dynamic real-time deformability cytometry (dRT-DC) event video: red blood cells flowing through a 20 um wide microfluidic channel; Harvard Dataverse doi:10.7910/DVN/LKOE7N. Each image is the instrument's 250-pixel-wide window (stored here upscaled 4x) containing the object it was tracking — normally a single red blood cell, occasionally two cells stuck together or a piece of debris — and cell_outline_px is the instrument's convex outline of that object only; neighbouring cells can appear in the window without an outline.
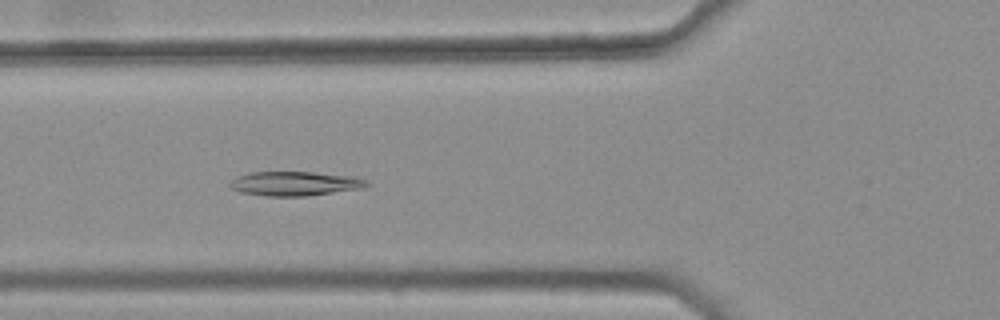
{"species": "common noctule bat (a hibernating species)", "species_latin": "Nyctalus noctula", "temperature_condition": "warm", "stored_images_in_passage": 31, "camera_frame_rate_fps": 3000, "um_per_image_px": 0.085, "animal": {"sex": "female", "body_mass_g": 25.1}, "frame": {"image": 1, "passage_image": 6, "time_ms": 1.667, "image_size_px": [1000, 320], "cell_outline_px": [[368, 184], [364, 188], [308, 196], [268, 196], [240, 192], [232, 188], [228, 184], [236, 176], [248, 172], [312, 172], [352, 176], [368, 180]], "centroid_in_image_um": [25.06, 15.6], "position_along_channel_um": 100.7, "area_um2": 19.42}}
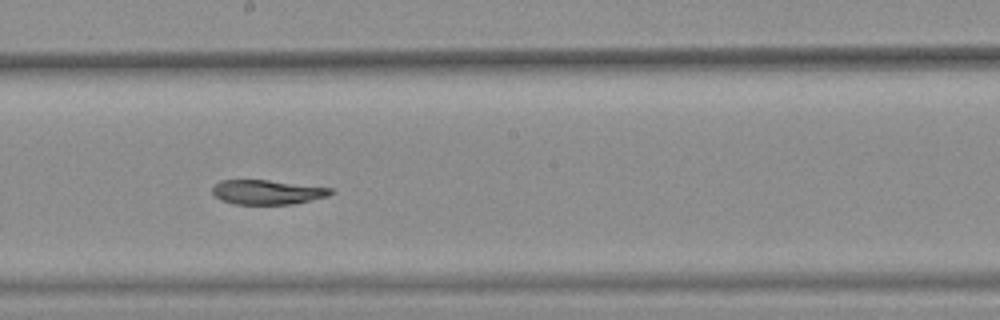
{"frame": {"image": 2, "passage_image": 16, "time_ms": 5.0, "image_size_px": [1000, 320], "cell_outline_px": [[336, 192], [328, 196], [292, 204], [232, 204], [220, 200], [212, 192], [212, 188], [220, 180], [268, 180], [332, 188]], "centroid_in_image_um": [22.72, 16.33], "position_along_channel_um": 225.5, "area_um2": 16.88}}
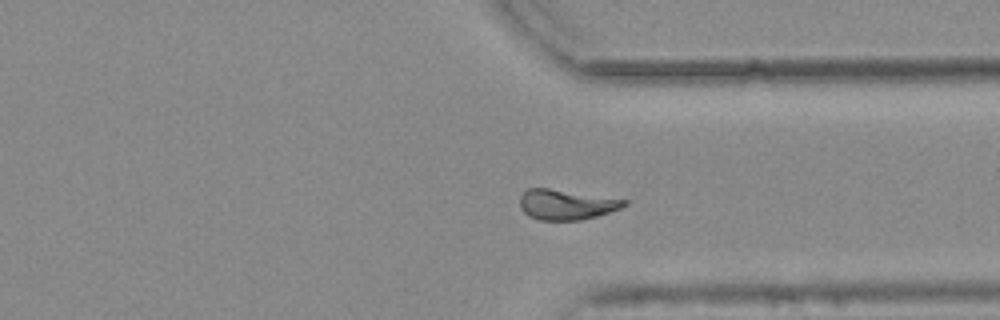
{"frame": {"image": 3, "passage_image": 27, "time_ms": 8.667, "image_size_px": [1000, 320], "cell_outline_px": [[628, 204], [620, 208], [596, 216], [580, 220], [540, 220], [528, 216], [520, 208], [520, 196], [528, 188], [548, 188], [628, 200]], "centroid_in_image_um": [48.11, 17.39], "position_along_channel_um": 363.3, "area_um2": 18.21}, "authors_computed_cell_mechanics": {"area_um2": 18.3226, "velocity_mm_per_s": 3.7415, "shape_relaxation_time_tau1_ms": null, "shape_relaxation_time_tau2_ms": 6.0516, "deformation_change_tau1": null, "deformation_change_tau2": 0.0958}}